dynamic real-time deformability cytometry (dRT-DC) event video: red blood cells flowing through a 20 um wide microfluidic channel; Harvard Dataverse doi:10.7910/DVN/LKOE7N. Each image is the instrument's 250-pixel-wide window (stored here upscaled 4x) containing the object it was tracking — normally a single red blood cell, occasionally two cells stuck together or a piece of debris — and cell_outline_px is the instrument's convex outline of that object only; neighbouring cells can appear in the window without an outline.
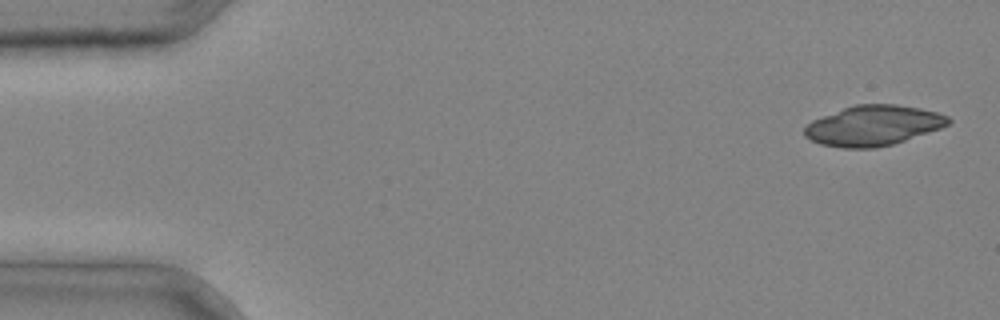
{"species": "common noctule bat (a hibernating species)", "species_latin": "Nyctalus noctula", "temperature_condition": "cold", "stored_images_in_passage": 4, "camera_frame_rate_fps": 3000, "um_per_image_px": 0.085, "animal": {"sex": "male", "body_mass_g": 20.4}, "frame": {"image": 1, "passage_image": 1, "time_ms": 0.0, "image_size_px": [1000, 320], "cell_outline_px": [[952, 120], [948, 124], [940, 128], [892, 144], [876, 148], [844, 148], [820, 144], [804, 136], [804, 128], [812, 120], [844, 108], [856, 104], [896, 104], [920, 108], [936, 112], [948, 116]], "centroid_in_image_um": [74.21, 10.67], "position_along_channel_um": 10.8, "area_um2": 33.41}}